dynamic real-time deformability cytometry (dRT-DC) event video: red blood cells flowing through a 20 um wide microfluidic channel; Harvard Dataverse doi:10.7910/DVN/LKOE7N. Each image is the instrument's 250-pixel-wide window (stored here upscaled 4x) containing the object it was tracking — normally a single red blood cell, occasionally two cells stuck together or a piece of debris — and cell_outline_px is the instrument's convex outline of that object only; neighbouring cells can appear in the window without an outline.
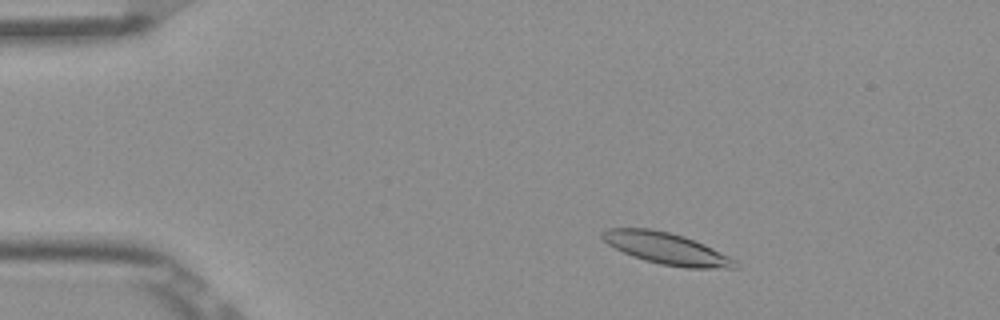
{"species": "Egyptian fruit bat (a non-hibernating species)", "species_latin": "Rousettus aegyptiacus", "temperature_condition": "room temperature", "stored_images_in_passage": 46, "camera_frame_rate_fps": 3000, "um_per_image_px": 0.085, "frame": {"image": 1, "passage_image": 2, "time_ms": 0.333, "image_size_px": [1000, 320], "cell_outline_px": [[740, 268], [688, 268], [660, 264], [644, 260], [632, 256], [608, 244], [600, 236], [600, 232], [608, 228], [652, 228], [684, 236], [704, 244], [736, 260], [740, 264]], "centroid_in_image_um": [56.66, 21.12], "position_along_channel_um": 28.3, "area_um2": 24.45}}
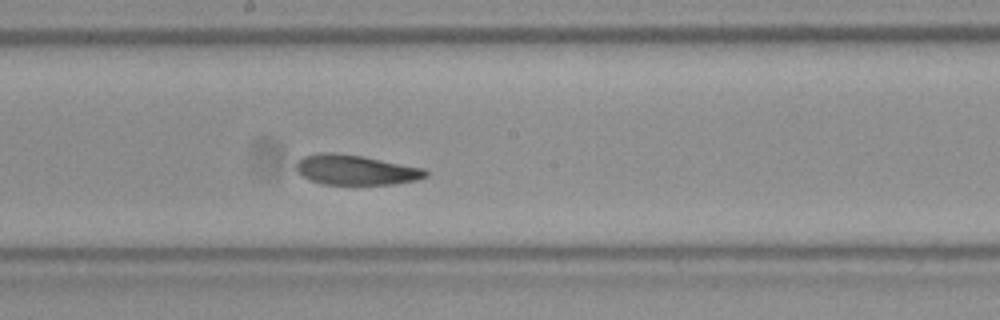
{"frame": {"image": 2, "passage_image": 22, "time_ms": 7.0, "image_size_px": [1000, 320], "cell_outline_px": [[428, 176], [416, 180], [392, 184], [324, 184], [300, 176], [296, 172], [296, 164], [304, 156], [316, 152], [332, 152], [364, 156], [424, 168], [428, 172]], "centroid_in_image_um": [30.22, 14.43], "position_along_channel_um": 218.0, "area_um2": 22.72}}
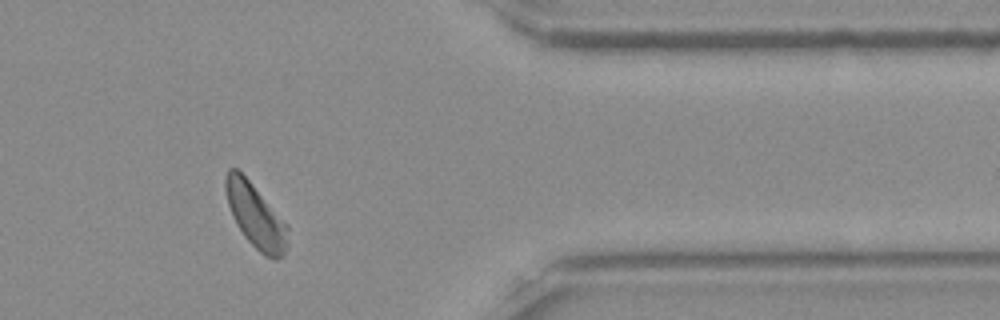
{"frame": {"image": 3, "passage_image": 37, "time_ms": 12.0, "image_size_px": [1000, 320], "cell_outline_px": [[288, 244], [284, 256], [276, 260], [272, 260], [264, 256], [244, 236], [236, 224], [232, 216], [228, 204], [224, 188], [224, 176], [228, 168], [236, 168], [248, 180], [288, 224]], "centroid_in_image_um": [21.73, 18.38], "position_along_channel_um": 389.7, "area_um2": 23.35}, "authors_computed_cell_mechanics": {"area_um2": 23.3801, "velocity_mm_per_s": 3.8279, "shape_relaxation_time_tau1_ms": 3.532, "shape_relaxation_time_tau2_ms": 1.6952, "deformation_change_tau1": 0.1119, "deformation_change_tau2": 0.0661}}